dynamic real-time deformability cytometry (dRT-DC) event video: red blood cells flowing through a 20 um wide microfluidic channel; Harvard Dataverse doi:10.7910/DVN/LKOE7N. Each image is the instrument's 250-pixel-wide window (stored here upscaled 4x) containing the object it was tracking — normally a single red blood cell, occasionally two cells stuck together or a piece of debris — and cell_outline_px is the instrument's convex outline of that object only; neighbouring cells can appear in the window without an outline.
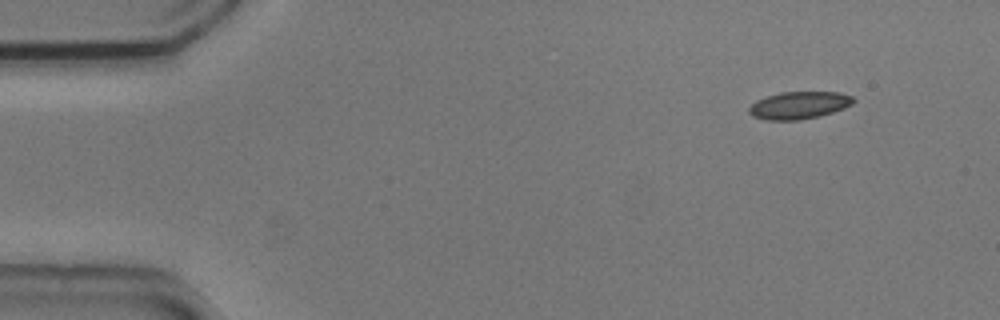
{"species": "common noctule bat (a hibernating species)", "species_latin": "Nyctalus noctula", "temperature_condition": "cold", "stored_images_in_passage": 50, "camera_frame_rate_fps": 3000, "um_per_image_px": 0.085, "animal": {"sex": "male", "body_mass_g": 20.5, "forearm_length_mm": 52.5}, "frame": {"image": 1, "passage_image": 1, "time_ms": 0.0, "image_size_px": [1000, 320], "cell_outline_px": [[856, 100], [852, 104], [844, 108], [820, 116], [800, 120], [768, 120], [752, 116], [748, 112], [748, 108], [756, 100], [780, 92], [840, 92], [852, 96]], "centroid_in_image_um": [67.92, 8.95], "position_along_channel_um": 17.1, "area_um2": 16.7}}
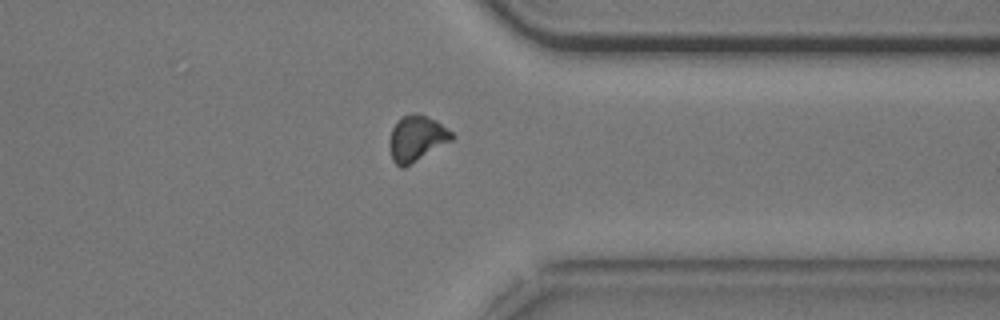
{"frame": {"image": 2, "passage_image": 38, "time_ms": 12.333, "image_size_px": [1000, 320], "cell_outline_px": [[456, 136], [452, 140], [404, 168], [400, 168], [392, 160], [388, 144], [388, 140], [392, 128], [396, 120], [404, 116], [416, 112], [436, 120], [452, 132]], "centroid_in_image_um": [35.38, 11.77], "position_along_channel_um": 376.0, "area_um2": 16.76}}
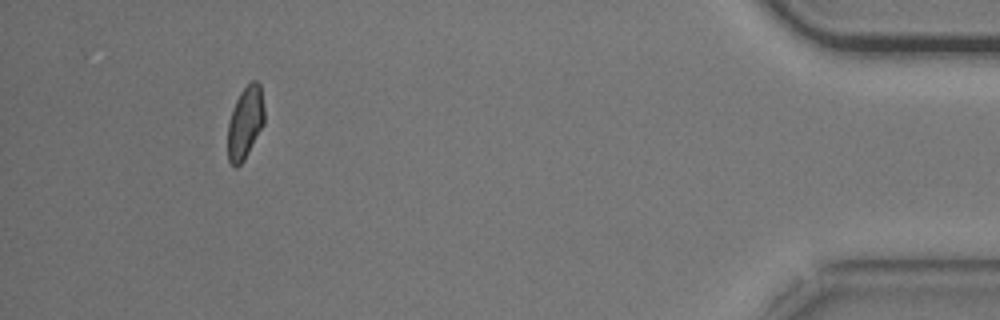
{"frame": {"image": 3, "passage_image": 46, "time_ms": 15.0, "image_size_px": [1000, 320], "cell_outline_px": [[264, 124], [244, 160], [236, 168], [228, 160], [228, 124], [236, 100], [240, 92], [252, 80], [256, 80], [260, 84], [264, 108]], "centroid_in_image_um": [20.85, 10.42], "position_along_channel_um": 414.4, "area_um2": 15.32}, "authors_computed_cell_mechanics": {"area_um2": 16.7331, "velocity_mm_per_s": 3.7124, "shape_relaxation_time_tau1_ms": 3.039, "shape_relaxation_time_tau2_ms": 3.228, "deformation_change_tau1": 0.0951, "deformation_change_tau2": 0.056}}